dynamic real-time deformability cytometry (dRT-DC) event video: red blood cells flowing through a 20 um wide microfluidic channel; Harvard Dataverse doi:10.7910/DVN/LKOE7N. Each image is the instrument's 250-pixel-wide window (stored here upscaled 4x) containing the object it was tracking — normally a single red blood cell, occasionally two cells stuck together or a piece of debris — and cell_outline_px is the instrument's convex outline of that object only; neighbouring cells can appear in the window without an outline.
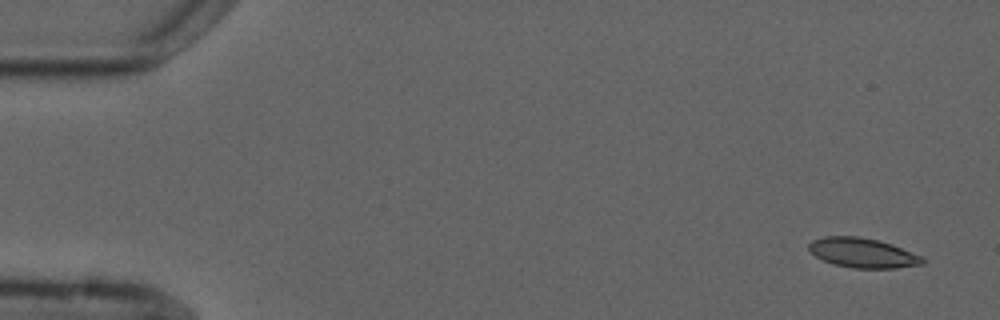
{"species": "common noctule bat (a hibernating species)", "species_latin": "Nyctalus noctula", "temperature_condition": "cold", "stored_images_in_passage": 5, "camera_frame_rate_fps": 3000, "um_per_image_px": 0.085, "animal": {"sex": "male", "forearm_length_mm": 52.5}, "frame": {"image": 1, "passage_image": 1, "time_ms": 0.0, "image_size_px": [1000, 320], "cell_outline_px": [[924, 264], [896, 268], [852, 268], [832, 264], [816, 256], [808, 248], [808, 244], [812, 240], [824, 236], [856, 236], [880, 240], [892, 244], [920, 256], [924, 260]], "centroid_in_image_um": [73.3, 21.49], "position_along_channel_um": 11.7, "area_um2": 19.59}}
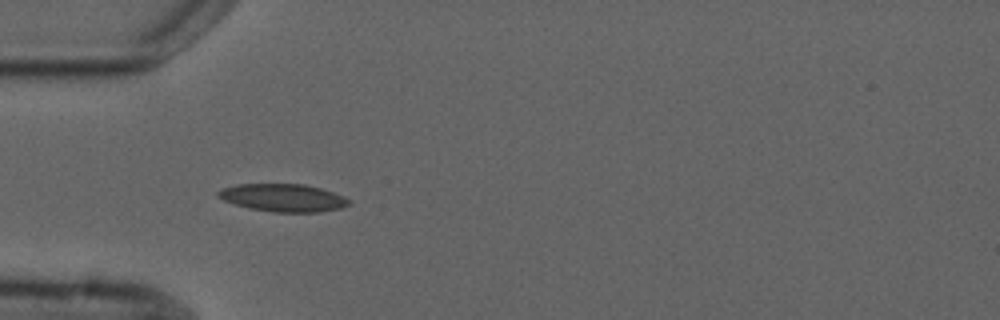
{"frame": {"image": 2, "passage_image": 5, "time_ms": 4.667, "image_size_px": [1000, 320], "cell_outline_px": [[352, 204], [340, 208], [320, 212], [272, 212], [252, 208], [236, 204], [224, 200], [216, 196], [216, 192], [220, 188], [236, 184], [304, 184], [320, 188], [344, 196], [352, 200]], "centroid_in_image_um": [24.08, 16.8], "position_along_channel_um": 60.9, "area_um2": 21.21}}